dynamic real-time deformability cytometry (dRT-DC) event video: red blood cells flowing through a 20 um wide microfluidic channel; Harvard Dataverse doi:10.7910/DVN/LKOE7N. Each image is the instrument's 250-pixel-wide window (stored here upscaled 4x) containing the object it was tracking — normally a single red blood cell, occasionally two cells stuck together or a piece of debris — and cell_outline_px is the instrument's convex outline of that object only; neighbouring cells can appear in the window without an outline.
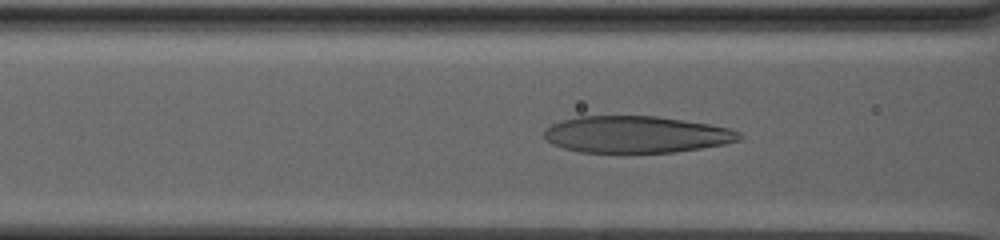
{"species": "human", "species_latin": "Homo sapiens", "temperature_condition": "warm", "stored_images_in_passage": 76, "camera_frame_rate_fps": 3000, "um_per_image_px": 0.085, "donor": {"sex": "male"}, "frame": {"image": 1, "passage_image": 32, "time_ms": 10.333, "image_size_px": [1000, 240], "cell_outline_px": [[744, 136], [740, 140], [724, 144], [700, 148], [672, 152], [580, 152], [564, 148], [552, 144], [544, 136], [544, 128], [560, 120], [576, 116], [656, 116], [712, 124], [728, 128], [740, 132]], "centroid_in_image_um": [54.07, 11.42], "position_along_channel_um": 112.5, "area_um2": 41.91}}
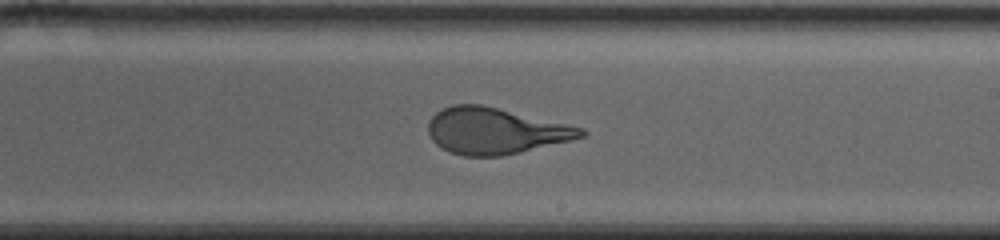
{"frame": {"image": 2, "passage_image": 47, "time_ms": 15.333, "image_size_px": [1000, 240], "cell_outline_px": [[588, 132], [584, 136], [520, 152], [500, 156], [464, 156], [448, 152], [440, 148], [432, 140], [428, 132], [428, 120], [436, 112], [452, 104], [480, 104], [568, 124], [584, 128]], "centroid_in_image_um": [42.04, 11.12], "position_along_channel_um": 247.0, "area_um2": 40.98}}
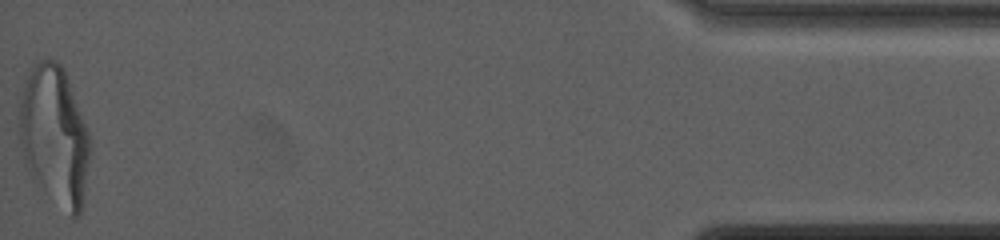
{"frame": {"image": 3, "passage_image": 76, "time_ms": 25.0, "image_size_px": [1000, 240], "cell_outline_px": [[92, 148], [80, 212], [72, 220], [32, 180], [24, 160], [20, 140], [20, 100], [24, 84], [32, 68], [40, 60], [56, 60], [64, 68], [88, 132]], "centroid_in_image_um": [4.64, 11.59], "position_along_channel_um": 430.6, "area_um2": 57.28}, "authors_computed_cell_mechanics": {"area_um2": 46.3556, "velocity_mm_per_s": 2.6877, "shape_relaxation_time_tau1_ms": 8.1801, "shape_relaxation_time_tau2_ms": 1.0867, "deformation_change_tau1": 0.2779, "deformation_change_tau2": 0.0911}}